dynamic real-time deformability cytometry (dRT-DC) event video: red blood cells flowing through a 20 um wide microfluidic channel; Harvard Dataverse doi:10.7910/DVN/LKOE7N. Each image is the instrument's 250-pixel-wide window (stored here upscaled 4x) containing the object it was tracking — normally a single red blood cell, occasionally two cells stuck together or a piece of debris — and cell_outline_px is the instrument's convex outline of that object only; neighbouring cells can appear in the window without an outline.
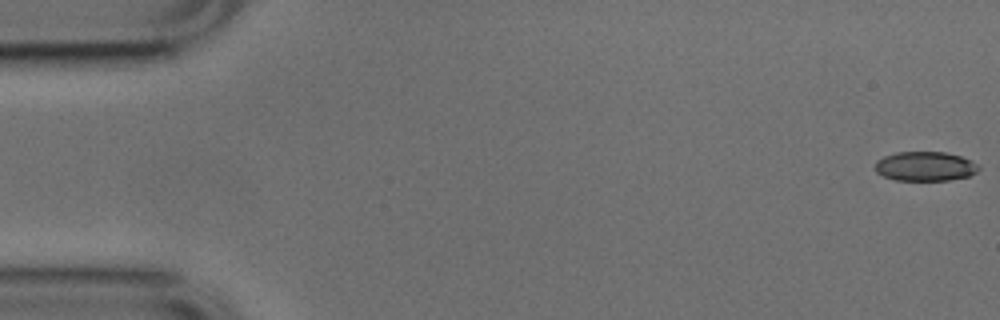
{"species": "common noctule bat (a hibernating species)", "species_latin": "Nyctalus noctula", "temperature_condition": "cold", "stored_images_in_passage": 52, "camera_frame_rate_fps": 3000, "um_per_image_px": 0.085, "animal": {"sex": "male", "body_mass_g": 17.9, "forearm_length_mm": 54.2}, "frame": {"image": 1, "passage_image": 1, "time_ms": 0.0, "image_size_px": [1000, 320], "cell_outline_px": [[980, 168], [976, 172], [968, 176], [948, 180], [896, 180], [884, 176], [876, 172], [876, 160], [884, 156], [896, 152], [944, 152], [960, 156], [976, 164]], "centroid_in_image_um": [78.6, 14.13], "position_along_channel_um": 6.4, "area_um2": 17.51}}
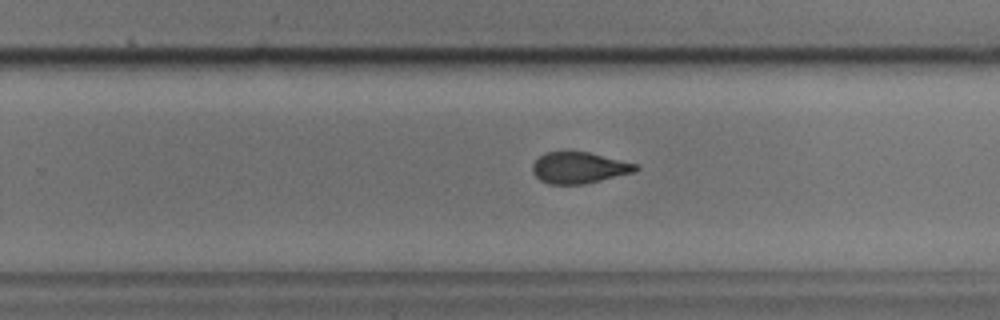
{"frame": {"image": 2, "passage_image": 33, "time_ms": 10.667, "image_size_px": [1000, 320], "cell_outline_px": [[640, 168], [636, 172], [584, 184], [548, 184], [540, 180], [532, 172], [532, 164], [544, 152], [588, 152], [640, 164]], "centroid_in_image_um": [49.26, 14.26], "position_along_channel_um": 280.5, "area_um2": 18.96}}
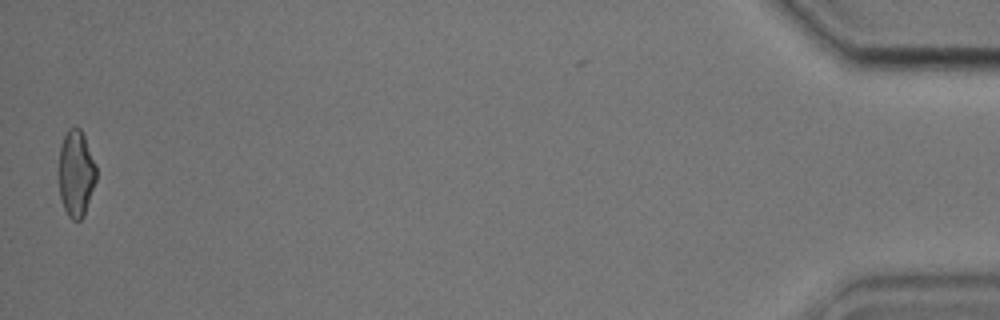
{"frame": {"image": 3, "passage_image": 52, "time_ms": 17.0, "image_size_px": [1000, 320], "cell_outline_px": [[96, 180], [84, 216], [80, 220], [72, 220], [68, 216], [64, 208], [60, 196], [56, 172], [60, 144], [68, 128], [80, 128], [84, 136], [96, 164]], "centroid_in_image_um": [6.42, 14.74], "position_along_channel_um": 428.8, "area_um2": 19.42}, "authors_computed_cell_mechanics": {"area_um2": 19.7098, "velocity_mm_per_s": 3.827, "shape_relaxation_time_tau1_ms": 5.1054, "shape_relaxation_time_tau2_ms": 2.017, "deformation_change_tau1": 0.1229, "deformation_change_tau2": 0.081}}